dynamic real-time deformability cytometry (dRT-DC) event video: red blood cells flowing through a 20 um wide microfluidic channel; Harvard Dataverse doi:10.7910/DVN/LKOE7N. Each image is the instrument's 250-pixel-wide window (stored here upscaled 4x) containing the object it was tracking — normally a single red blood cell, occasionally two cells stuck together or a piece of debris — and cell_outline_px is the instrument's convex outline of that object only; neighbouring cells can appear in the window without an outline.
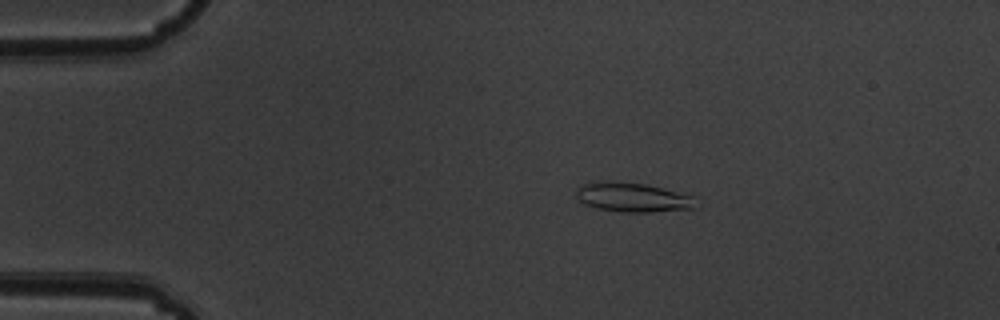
{"species": "common noctule bat (a hibernating species)", "species_latin": "Nyctalus noctula", "temperature_condition": "warm", "stored_images_in_passage": 10, "camera_frame_rate_fps": 3000, "um_per_image_px": 0.085, "animal": {"sex": "male", "body_mass_g": 19.5, "forearm_length_mm": 54.6}, "frame": {"image": 1, "passage_image": 2, "time_ms": 0.333, "image_size_px": [1000, 320], "cell_outline_px": [[700, 208], [652, 212], [620, 212], [596, 208], [584, 204], [576, 196], [576, 188], [584, 184], [596, 180], [600, 180], [644, 184], [696, 196]], "centroid_in_image_um": [53.83, 16.78], "position_along_channel_um": 31.2, "area_um2": 20.87}}
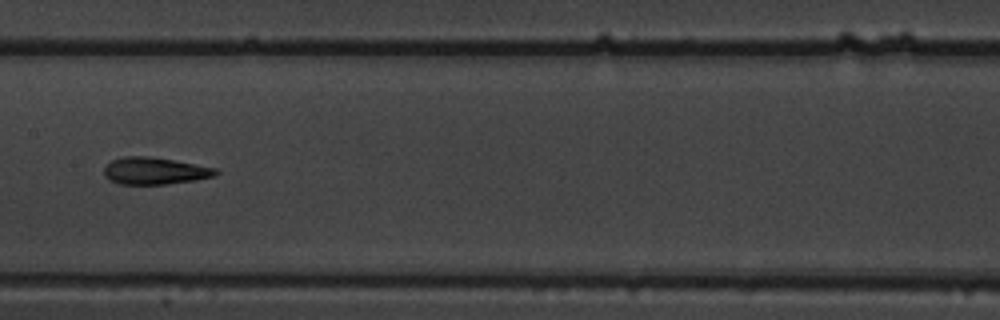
{"frame": {"image": 2, "passage_image": 7, "time_ms": 2.0, "image_size_px": [1000, 320], "cell_outline_px": [[220, 172], [216, 176], [196, 180], [168, 184], [120, 184], [108, 180], [104, 176], [104, 168], [112, 160], [124, 156], [148, 156], [172, 160], [216, 168]], "centroid_in_image_um": [13.15, 14.53], "position_along_channel_um": 194.2, "area_um2": 17.63}}
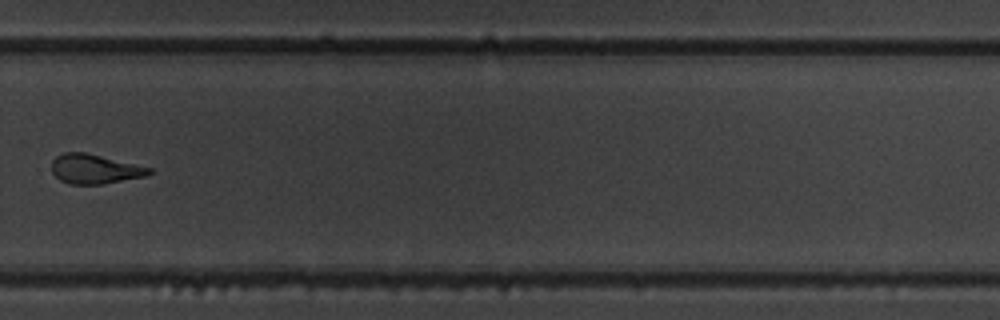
{"frame": {"image": 3, "passage_image": 10, "time_ms": 3.0, "image_size_px": [1000, 320], "cell_outline_px": [[152, 172], [148, 176], [100, 184], [68, 184], [60, 180], [52, 172], [52, 160], [56, 156], [64, 152], [84, 152], [136, 164], [152, 168]], "centroid_in_image_um": [8.05, 14.37], "position_along_channel_um": 321.8, "area_um2": 16.7}}